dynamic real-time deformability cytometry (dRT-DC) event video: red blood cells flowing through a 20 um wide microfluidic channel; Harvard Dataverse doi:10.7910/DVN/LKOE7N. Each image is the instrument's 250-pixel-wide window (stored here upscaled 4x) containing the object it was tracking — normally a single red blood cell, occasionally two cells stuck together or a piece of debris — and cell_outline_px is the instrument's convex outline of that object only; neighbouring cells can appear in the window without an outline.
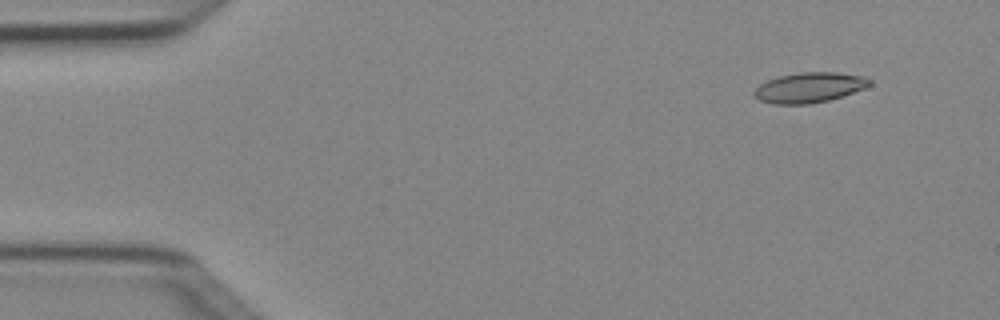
{"species": "Egyptian fruit bat (a non-hibernating species)", "species_latin": "Rousettus aegyptiacus", "temperature_condition": "cold", "stored_images_in_passage": 4, "camera_frame_rate_fps": 3000, "um_per_image_px": 0.085, "animal": {"sex": "female"}, "frame": {"image": 1, "passage_image": 2, "time_ms": 0.333, "image_size_px": [1000, 320], "cell_outline_px": [[872, 84], [864, 88], [828, 100], [808, 104], [772, 104], [760, 100], [752, 92], [760, 84], [768, 80], [780, 76], [800, 72], [836, 72], [864, 76], [872, 80]], "centroid_in_image_um": [68.79, 7.43], "position_along_channel_um": 16.2, "area_um2": 20.11}}
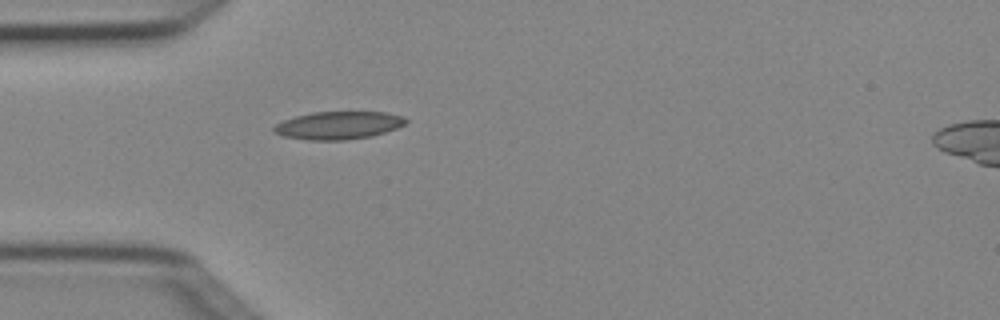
{"frame": {"image": 2, "passage_image": 4, "time_ms": 1.0, "image_size_px": [1000, 320], "cell_outline_px": [[408, 120], [404, 124], [396, 128], [372, 136], [344, 140], [308, 140], [284, 136], [276, 132], [272, 128], [276, 124], [284, 120], [296, 116], [312, 112], [388, 112], [404, 116]], "centroid_in_image_um": [28.79, 10.65], "position_along_channel_um": 56.2, "area_um2": 21.27}}